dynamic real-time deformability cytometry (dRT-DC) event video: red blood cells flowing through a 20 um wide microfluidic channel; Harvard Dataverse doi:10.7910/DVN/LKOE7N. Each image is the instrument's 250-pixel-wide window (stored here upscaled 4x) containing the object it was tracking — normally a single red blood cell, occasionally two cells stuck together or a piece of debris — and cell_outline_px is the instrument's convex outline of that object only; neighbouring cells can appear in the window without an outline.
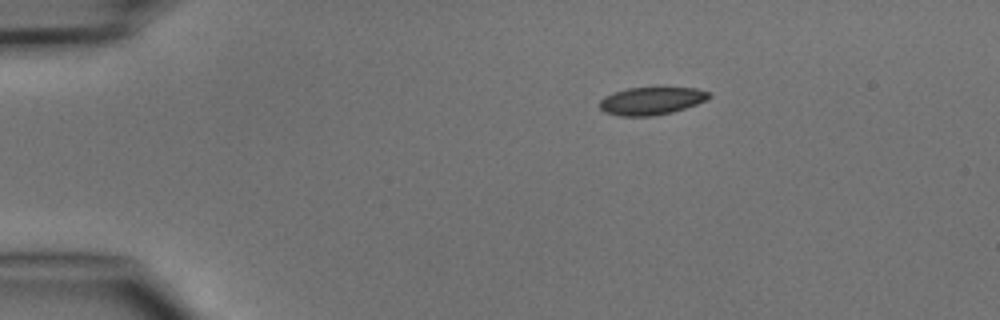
{"species": "common noctule bat (a hibernating species)", "species_latin": "Nyctalus noctula", "temperature_condition": "cold", "stored_images_in_passage": 3, "camera_frame_rate_fps": 3000, "um_per_image_px": 0.085, "animal": {"sex": "male", "body_mass_g": 15.6}, "frame": {"image": 1, "passage_image": 1, "time_ms": 0.0, "image_size_px": [1000, 320], "cell_outline_px": [[712, 96], [696, 104], [672, 112], [652, 116], [620, 116], [604, 112], [600, 108], [600, 100], [604, 96], [612, 92], [628, 88], [656, 84], [696, 88], [712, 92]], "centroid_in_image_um": [55.39, 8.51], "position_along_channel_um": 29.6, "area_um2": 18.61}}
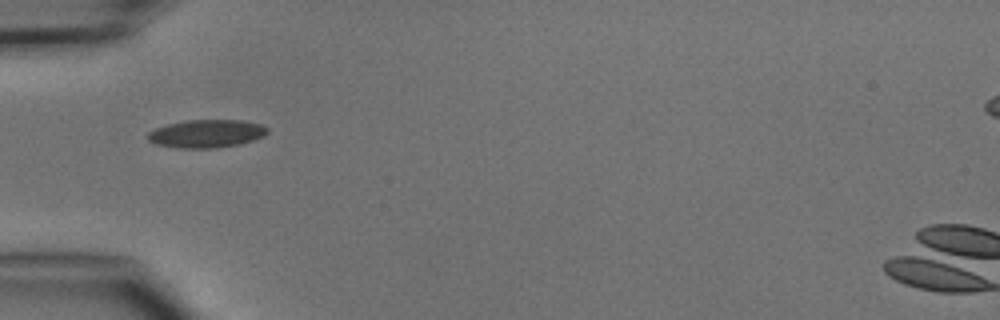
{"frame": {"image": 2, "passage_image": 3, "time_ms": 2.333, "image_size_px": [1000, 320], "cell_outline_px": [[268, 132], [264, 136], [240, 144], [216, 148], [180, 148], [156, 144], [148, 140], [144, 136], [148, 132], [156, 128], [168, 124], [188, 120], [240, 120], [260, 124], [268, 128]], "centroid_in_image_um": [17.53, 11.36], "position_along_channel_um": 67.5, "area_um2": 19.54}}